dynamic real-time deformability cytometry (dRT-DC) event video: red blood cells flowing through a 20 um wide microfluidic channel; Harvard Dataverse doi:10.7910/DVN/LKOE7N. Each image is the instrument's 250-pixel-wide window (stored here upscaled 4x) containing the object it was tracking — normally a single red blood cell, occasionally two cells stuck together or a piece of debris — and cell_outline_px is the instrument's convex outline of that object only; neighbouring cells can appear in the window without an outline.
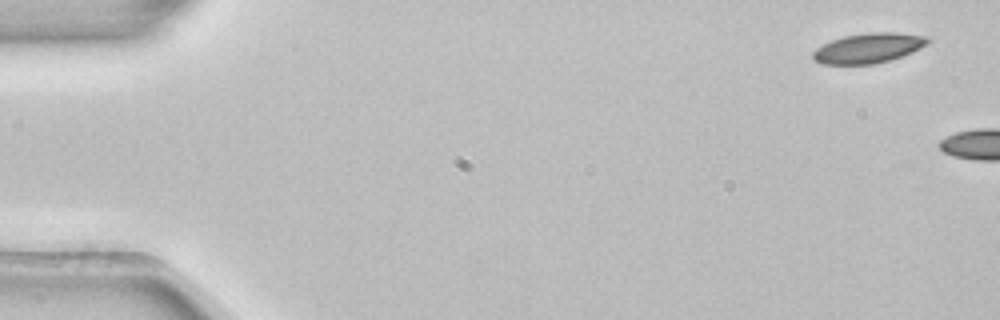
{"species": "common noctule bat (a hibernating species)", "species_latin": "Nyctalus noctula", "temperature_condition": "room temperature", "stored_images_in_passage": 2, "camera_frame_rate_fps": 3000, "um_per_image_px": 0.085, "animal": {"sex": "female", "body_mass_g": 22.7, "forearm_length_mm": 54.2}, "frame": {"image": 1, "passage_image": 1, "time_ms": 0.0, "image_size_px": [1000, 320], "cell_outline_px": [[932, 40], [920, 48], [912, 52], [888, 60], [872, 64], [820, 64], [812, 56], [812, 52], [816, 48], [832, 40], [844, 36], [868, 32], [896, 32], [928, 36]], "centroid_in_image_um": [73.83, 4.07], "position_along_channel_um": 11.2, "area_um2": 19.94}}